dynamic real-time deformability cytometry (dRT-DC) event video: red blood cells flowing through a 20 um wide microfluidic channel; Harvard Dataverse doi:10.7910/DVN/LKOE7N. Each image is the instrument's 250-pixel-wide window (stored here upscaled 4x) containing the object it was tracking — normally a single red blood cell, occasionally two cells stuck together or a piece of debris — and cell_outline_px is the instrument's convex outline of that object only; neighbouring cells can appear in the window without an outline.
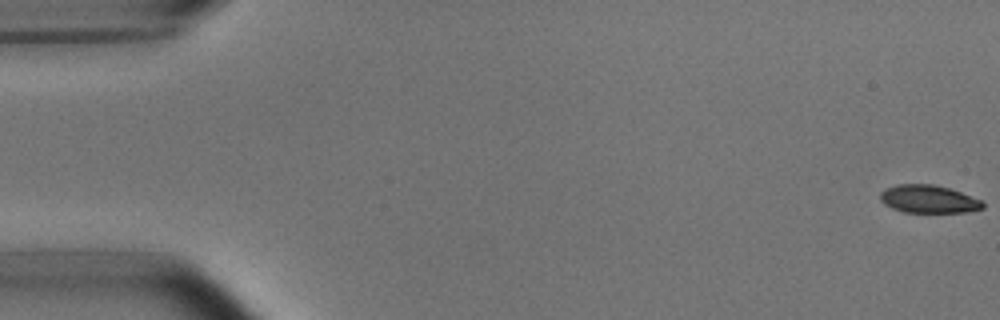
{"species": "common noctule bat (a hibernating species)", "species_latin": "Nyctalus noctula", "temperature_condition": "room temperature", "stored_images_in_passage": 13, "camera_frame_rate_fps": 3000, "um_per_image_px": 0.085, "animal": {"sex": "male", "body_mass_g": 15.6}, "frame": {"image": 1, "passage_image": 1, "time_ms": 0.0, "image_size_px": [1000, 320], "cell_outline_px": [[984, 208], [968, 212], [904, 212], [892, 208], [884, 204], [880, 200], [880, 192], [888, 188], [900, 184], [932, 184], [948, 188], [984, 200]], "centroid_in_image_um": [78.96, 16.93], "position_along_channel_um": 6.0, "area_um2": 16.65}}